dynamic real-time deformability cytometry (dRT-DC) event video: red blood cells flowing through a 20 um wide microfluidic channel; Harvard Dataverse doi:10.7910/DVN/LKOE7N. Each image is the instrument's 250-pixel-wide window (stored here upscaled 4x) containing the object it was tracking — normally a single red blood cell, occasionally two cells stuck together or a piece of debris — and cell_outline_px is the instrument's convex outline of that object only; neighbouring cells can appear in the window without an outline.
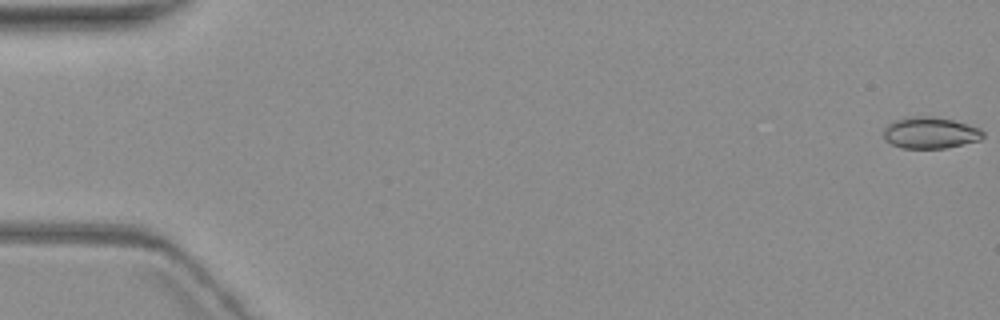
{"species": "common noctule bat (a hibernating species)", "species_latin": "Nyctalus noctula", "temperature_condition": "warm", "stored_images_in_passage": 6, "camera_frame_rate_fps": 3000, "um_per_image_px": 0.085, "animal": {"sex": "female", "body_mass_g": 19.3, "forearm_length_mm": 54.1}, "frame": {"image": 1, "passage_image": 1, "time_ms": 0.0, "image_size_px": [1000, 320], "cell_outline_px": [[984, 136], [980, 140], [944, 148], [900, 148], [884, 140], [884, 128], [888, 124], [904, 116], [932, 116], [952, 120], [980, 128], [984, 132]], "centroid_in_image_um": [79.04, 11.28], "position_along_channel_um": 6.0, "area_um2": 18.26}}
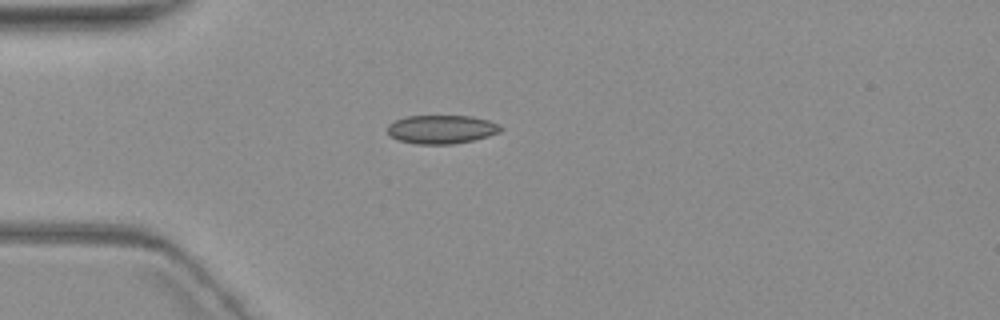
{"frame": {"image": 2, "passage_image": 5, "time_ms": 5.333, "image_size_px": [1000, 320], "cell_outline_px": [[504, 128], [500, 132], [488, 136], [472, 140], [452, 144], [416, 144], [400, 140], [392, 136], [388, 132], [388, 124], [396, 120], [408, 116], [472, 116], [488, 120], [500, 124]], "centroid_in_image_um": [37.57, 10.99], "position_along_channel_um": 47.4, "area_um2": 18.79}}
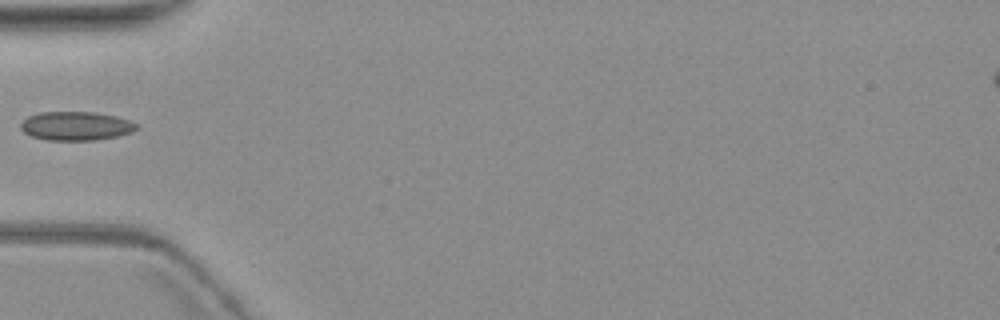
{"frame": {"image": 3, "passage_image": 6, "time_ms": 6.667, "image_size_px": [1000, 320], "cell_outline_px": [[140, 128], [132, 132], [116, 136], [96, 140], [48, 140], [32, 136], [24, 132], [20, 128], [20, 124], [28, 116], [40, 112], [92, 112], [116, 116], [128, 120], [136, 124]], "centroid_in_image_um": [6.46, 10.71], "position_along_channel_um": 78.5, "area_um2": 19.36}}